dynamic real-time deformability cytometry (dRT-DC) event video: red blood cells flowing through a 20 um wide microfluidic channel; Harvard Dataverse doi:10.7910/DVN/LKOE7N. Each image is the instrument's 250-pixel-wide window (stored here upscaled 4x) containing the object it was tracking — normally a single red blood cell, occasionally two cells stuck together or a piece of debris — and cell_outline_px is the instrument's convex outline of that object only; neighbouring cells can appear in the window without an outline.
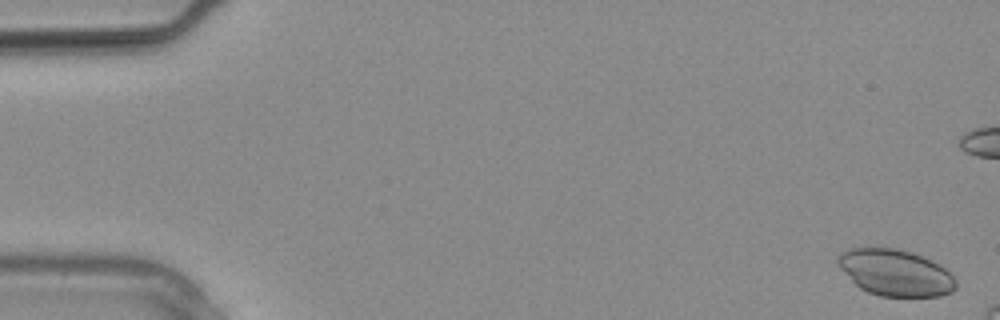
{"species": "common noctule bat (a hibernating species)", "species_latin": "Nyctalus noctula", "temperature_condition": "warm", "stored_images_in_passage": 7, "camera_frame_rate_fps": 3000, "um_per_image_px": 0.085, "animal": {"sex": "male", "body_mass_g": 20.4}, "frame": {"image": 1, "passage_image": 1, "time_ms": 0.0, "image_size_px": [1000, 320], "cell_outline_px": [[956, 288], [952, 292], [940, 296], [880, 296], [868, 292], [860, 288], [840, 268], [836, 260], [836, 256], [840, 252], [848, 248], [896, 248], [912, 252], [944, 268], [956, 280]], "centroid_in_image_um": [76.07, 23.18], "position_along_channel_um": 8.9, "area_um2": 31.67}}